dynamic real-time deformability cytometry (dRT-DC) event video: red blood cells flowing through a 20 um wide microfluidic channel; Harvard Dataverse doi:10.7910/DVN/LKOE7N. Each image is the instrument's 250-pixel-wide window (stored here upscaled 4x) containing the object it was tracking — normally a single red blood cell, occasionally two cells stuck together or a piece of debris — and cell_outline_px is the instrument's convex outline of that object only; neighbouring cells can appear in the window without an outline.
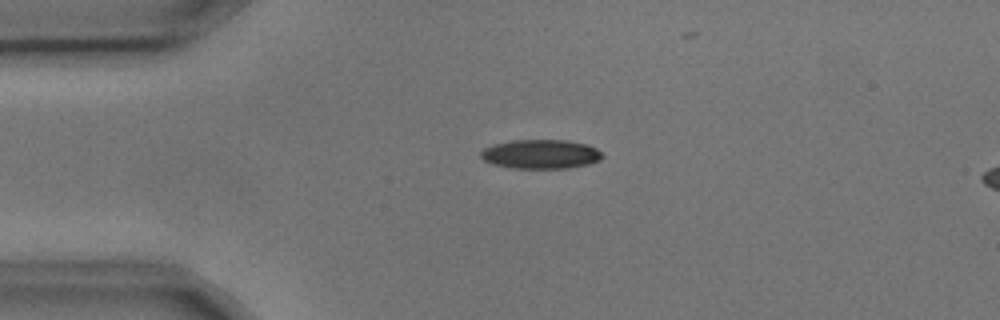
{"species": "common noctule bat (a hibernating species)", "species_latin": "Nyctalus noctula", "temperature_condition": "cold", "stored_images_in_passage": 4, "camera_frame_rate_fps": 3000, "um_per_image_px": 0.085, "animal": {"sex": "male", "body_mass_g": 17.9, "forearm_length_mm": 54.2}, "frame": {"image": 1, "passage_image": 2, "time_ms": 0.333, "image_size_px": [1000, 320], "cell_outline_px": [[604, 156], [600, 160], [588, 164], [568, 168], [512, 168], [492, 164], [484, 160], [480, 156], [480, 152], [484, 148], [496, 144], [512, 140], [568, 140], [588, 144], [596, 148]], "centroid_in_image_um": [45.98, 13.1], "position_along_channel_um": 39.0, "area_um2": 20.69}}